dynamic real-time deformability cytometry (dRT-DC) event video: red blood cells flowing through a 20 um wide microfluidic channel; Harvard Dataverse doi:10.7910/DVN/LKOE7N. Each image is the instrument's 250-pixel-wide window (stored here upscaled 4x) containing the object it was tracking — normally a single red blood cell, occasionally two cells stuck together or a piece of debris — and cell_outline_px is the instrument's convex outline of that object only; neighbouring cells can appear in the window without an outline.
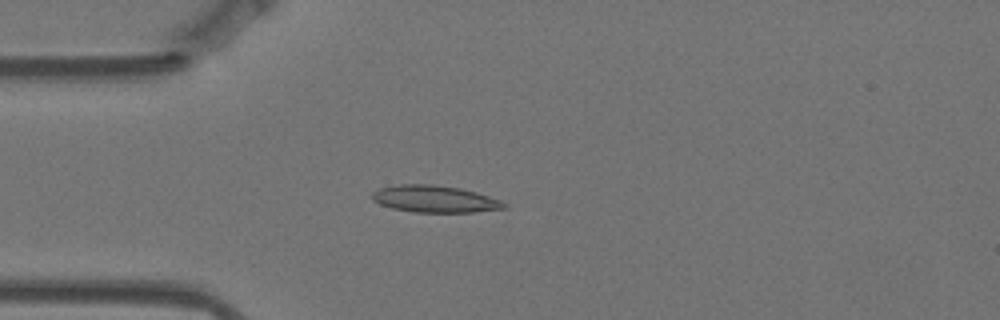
{"species": "Egyptian fruit bat (a non-hibernating species)", "species_latin": "Rousettus aegyptiacus", "temperature_condition": "warm", "stored_images_in_passage": 57, "camera_frame_rate_fps": 3000, "um_per_image_px": 0.085, "animal": {"sex": "female"}, "frame": {"image": 1, "passage_image": 15, "time_ms": 4.667, "image_size_px": [1000, 320], "cell_outline_px": [[508, 204], [504, 208], [472, 212], [416, 212], [392, 208], [380, 204], [372, 200], [372, 192], [380, 188], [400, 184], [432, 184], [460, 188], [476, 192], [500, 200]], "centroid_in_image_um": [36.93, 16.91], "position_along_channel_um": 48.1, "area_um2": 20.58}}
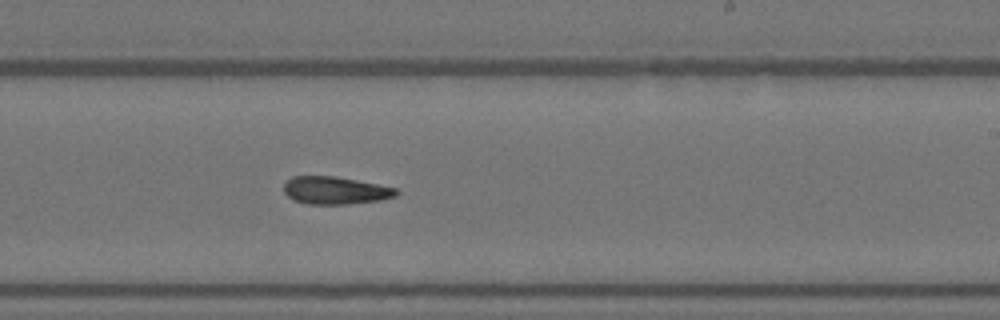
{"frame": {"image": 2, "passage_image": 34, "time_ms": 11.0, "image_size_px": [1000, 320], "cell_outline_px": [[400, 192], [396, 196], [380, 200], [348, 204], [308, 204], [292, 200], [284, 192], [284, 184], [292, 176], [336, 176], [396, 188]], "centroid_in_image_um": [28.49, 16.19], "position_along_channel_um": 260.5, "area_um2": 18.09}}
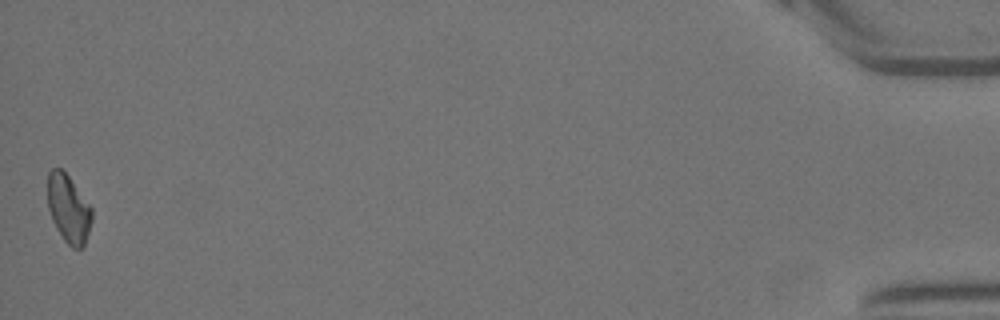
{"frame": {"image": 3, "passage_image": 57, "time_ms": 18.667, "image_size_px": [1000, 320], "cell_outline_px": [[92, 220], [84, 248], [72, 248], [64, 240], [56, 228], [52, 220], [48, 208], [48, 172], [52, 168], [60, 168], [68, 176], [92, 208]], "centroid_in_image_um": [5.82, 17.77], "position_along_channel_um": 429.4, "area_um2": 17.46}}